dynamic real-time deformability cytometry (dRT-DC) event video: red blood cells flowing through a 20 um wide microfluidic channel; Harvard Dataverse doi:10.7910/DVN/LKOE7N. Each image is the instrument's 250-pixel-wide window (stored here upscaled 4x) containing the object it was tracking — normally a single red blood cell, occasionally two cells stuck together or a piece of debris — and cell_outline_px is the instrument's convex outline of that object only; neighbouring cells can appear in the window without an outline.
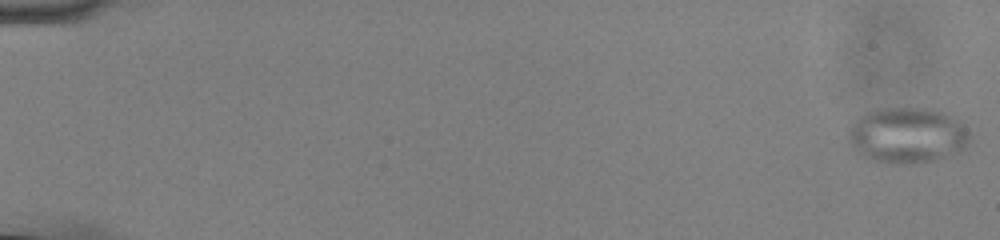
{"species": "common noctule bat (a hibernating species)", "species_latin": "Nyctalus noctula", "temperature_condition": "cold", "stored_images_in_passage": 56, "camera_frame_rate_fps": 3000, "um_per_image_px": 0.085, "animal": {"sex": "male", "body_mass_g": 13.0, "forearm_length_mm": 53.1}, "frame": {"image": 1, "passage_image": 1, "time_ms": 0.0, "image_size_px": [1000, 240], "cell_outline_px": [[972, 136], [968, 144], [964, 148], [956, 152], [932, 160], [912, 164], [896, 164], [876, 160], [856, 152], [852, 148], [848, 140], [848, 132], [852, 124], [860, 116], [872, 108], [932, 108], [956, 116], [964, 124]], "centroid_in_image_um": [77.15, 11.47], "position_along_channel_um": 7.9, "area_um2": 39.77}}
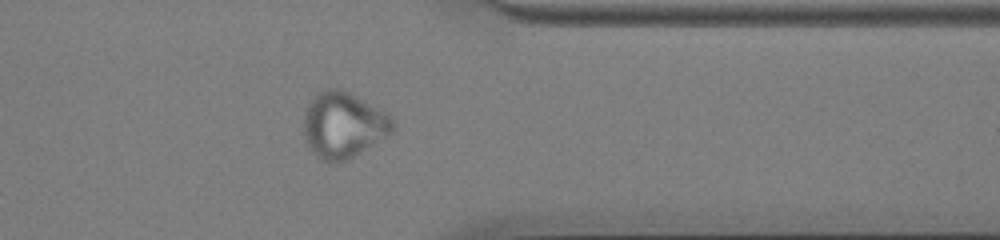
{"frame": {"image": 2, "passage_image": 46, "time_ms": 15.0, "image_size_px": [1000, 240], "cell_outline_px": [[396, 128], [392, 132], [352, 156], [344, 160], [332, 164], [316, 156], [308, 148], [304, 136], [304, 112], [308, 104], [316, 92], [324, 88], [336, 88], [348, 92], [356, 96], [384, 112], [396, 124]], "centroid_in_image_um": [29.12, 10.62], "position_along_channel_um": 382.3, "area_um2": 33.81}}
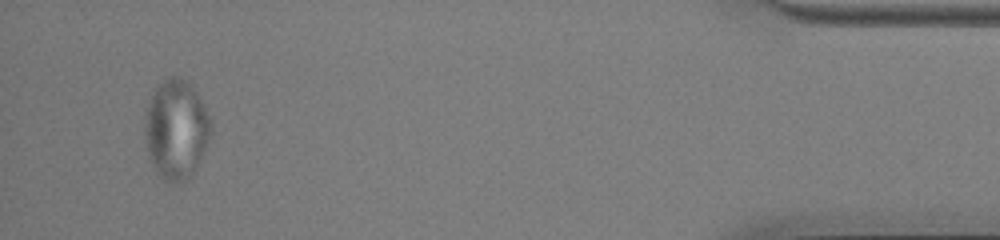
{"frame": {"image": 3, "passage_image": 54, "time_ms": 17.667, "image_size_px": [1000, 240], "cell_outline_px": [[212, 132], [204, 152], [192, 176], [188, 180], [172, 184], [164, 180], [156, 172], [148, 156], [144, 140], [144, 116], [148, 104], [156, 88], [168, 76], [180, 76], [188, 80], [196, 92], [212, 120]], "centroid_in_image_um": [14.97, 11.02], "position_along_channel_um": 420.2, "area_um2": 38.9}}